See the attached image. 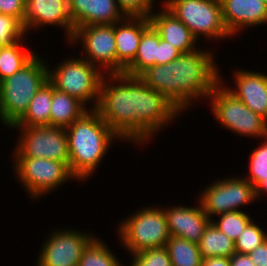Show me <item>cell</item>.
Here are the masks:
<instances>
[{"label":"cell","mask_w":267,"mask_h":266,"mask_svg":"<svg viewBox=\"0 0 267 266\" xmlns=\"http://www.w3.org/2000/svg\"><path fill=\"white\" fill-rule=\"evenodd\" d=\"M179 113L160 92L150 88L138 76L136 145L146 143L153 134L178 117Z\"/></svg>","instance_id":"8fae6325"},{"label":"cell","mask_w":267,"mask_h":266,"mask_svg":"<svg viewBox=\"0 0 267 266\" xmlns=\"http://www.w3.org/2000/svg\"><path fill=\"white\" fill-rule=\"evenodd\" d=\"M86 111V106L77 98L58 91L52 85L50 126L66 128Z\"/></svg>","instance_id":"7402d4cb"},{"label":"cell","mask_w":267,"mask_h":266,"mask_svg":"<svg viewBox=\"0 0 267 266\" xmlns=\"http://www.w3.org/2000/svg\"><path fill=\"white\" fill-rule=\"evenodd\" d=\"M51 234L42 243L37 266H78L83 250L95 238L91 233L65 228Z\"/></svg>","instance_id":"5bb4252c"},{"label":"cell","mask_w":267,"mask_h":266,"mask_svg":"<svg viewBox=\"0 0 267 266\" xmlns=\"http://www.w3.org/2000/svg\"><path fill=\"white\" fill-rule=\"evenodd\" d=\"M12 163L18 178L31 198H40L46 193L76 179L65 162L47 158L14 157ZM50 191V192H49Z\"/></svg>","instance_id":"9c48e42d"},{"label":"cell","mask_w":267,"mask_h":266,"mask_svg":"<svg viewBox=\"0 0 267 266\" xmlns=\"http://www.w3.org/2000/svg\"><path fill=\"white\" fill-rule=\"evenodd\" d=\"M162 6V11L152 13L149 16L150 23L159 33L160 38L171 43L181 53L197 50L196 37L173 13L164 5Z\"/></svg>","instance_id":"44dd1931"},{"label":"cell","mask_w":267,"mask_h":266,"mask_svg":"<svg viewBox=\"0 0 267 266\" xmlns=\"http://www.w3.org/2000/svg\"><path fill=\"white\" fill-rule=\"evenodd\" d=\"M19 129L20 138L14 149L15 157L47 158L69 166V147L66 129L50 125L10 127Z\"/></svg>","instance_id":"30bf717a"},{"label":"cell","mask_w":267,"mask_h":266,"mask_svg":"<svg viewBox=\"0 0 267 266\" xmlns=\"http://www.w3.org/2000/svg\"><path fill=\"white\" fill-rule=\"evenodd\" d=\"M210 52L198 48L182 53L172 62L149 67L139 77L160 92L181 114L196 98L208 99L222 79L216 57Z\"/></svg>","instance_id":"6da1fadb"},{"label":"cell","mask_w":267,"mask_h":266,"mask_svg":"<svg viewBox=\"0 0 267 266\" xmlns=\"http://www.w3.org/2000/svg\"><path fill=\"white\" fill-rule=\"evenodd\" d=\"M155 0H116L118 7L126 16H146L154 13Z\"/></svg>","instance_id":"836d02e7"},{"label":"cell","mask_w":267,"mask_h":266,"mask_svg":"<svg viewBox=\"0 0 267 266\" xmlns=\"http://www.w3.org/2000/svg\"><path fill=\"white\" fill-rule=\"evenodd\" d=\"M218 216L219 220L211 219V222L234 242L252 221V218L241 210L226 212Z\"/></svg>","instance_id":"f1b7e54d"},{"label":"cell","mask_w":267,"mask_h":266,"mask_svg":"<svg viewBox=\"0 0 267 266\" xmlns=\"http://www.w3.org/2000/svg\"><path fill=\"white\" fill-rule=\"evenodd\" d=\"M222 84L220 80L208 97L216 121L240 136L264 139L267 135V120L253 112Z\"/></svg>","instance_id":"52a82bcc"},{"label":"cell","mask_w":267,"mask_h":266,"mask_svg":"<svg viewBox=\"0 0 267 266\" xmlns=\"http://www.w3.org/2000/svg\"><path fill=\"white\" fill-rule=\"evenodd\" d=\"M26 31L23 24L16 18L0 14V48L10 47L16 42L25 39Z\"/></svg>","instance_id":"1f68e13d"},{"label":"cell","mask_w":267,"mask_h":266,"mask_svg":"<svg viewBox=\"0 0 267 266\" xmlns=\"http://www.w3.org/2000/svg\"><path fill=\"white\" fill-rule=\"evenodd\" d=\"M23 40L10 47L0 48V82L19 71L37 54L29 48L25 50Z\"/></svg>","instance_id":"484cf974"},{"label":"cell","mask_w":267,"mask_h":266,"mask_svg":"<svg viewBox=\"0 0 267 266\" xmlns=\"http://www.w3.org/2000/svg\"><path fill=\"white\" fill-rule=\"evenodd\" d=\"M119 223L118 238L130 254L166 247L170 234L162 207H144Z\"/></svg>","instance_id":"8992f818"},{"label":"cell","mask_w":267,"mask_h":266,"mask_svg":"<svg viewBox=\"0 0 267 266\" xmlns=\"http://www.w3.org/2000/svg\"><path fill=\"white\" fill-rule=\"evenodd\" d=\"M150 25V19L146 16H126L115 23L117 74L124 73L125 68L134 60L142 33Z\"/></svg>","instance_id":"d6986e66"},{"label":"cell","mask_w":267,"mask_h":266,"mask_svg":"<svg viewBox=\"0 0 267 266\" xmlns=\"http://www.w3.org/2000/svg\"><path fill=\"white\" fill-rule=\"evenodd\" d=\"M199 204V205H198ZM197 206H173L164 207L167 220V228L170 236L182 237L190 242L198 244L205 227L211 221L204 212L200 202Z\"/></svg>","instance_id":"e0dca14e"},{"label":"cell","mask_w":267,"mask_h":266,"mask_svg":"<svg viewBox=\"0 0 267 266\" xmlns=\"http://www.w3.org/2000/svg\"><path fill=\"white\" fill-rule=\"evenodd\" d=\"M202 259L212 257H231L235 253L232 239L221 232L211 221L205 227L198 243Z\"/></svg>","instance_id":"d4e9b609"},{"label":"cell","mask_w":267,"mask_h":266,"mask_svg":"<svg viewBox=\"0 0 267 266\" xmlns=\"http://www.w3.org/2000/svg\"><path fill=\"white\" fill-rule=\"evenodd\" d=\"M66 127L69 147V169L73 176L86 181L107 155L113 140L120 139L95 109H88ZM86 179V180H85Z\"/></svg>","instance_id":"7a4b0ae2"},{"label":"cell","mask_w":267,"mask_h":266,"mask_svg":"<svg viewBox=\"0 0 267 266\" xmlns=\"http://www.w3.org/2000/svg\"><path fill=\"white\" fill-rule=\"evenodd\" d=\"M250 155V172L244 178L255 188L267 177V137L259 148L252 149Z\"/></svg>","instance_id":"4dcf8cb0"},{"label":"cell","mask_w":267,"mask_h":266,"mask_svg":"<svg viewBox=\"0 0 267 266\" xmlns=\"http://www.w3.org/2000/svg\"><path fill=\"white\" fill-rule=\"evenodd\" d=\"M255 194L256 198H258L257 200H259V198H262L261 195L263 194H265L267 197V177L255 188Z\"/></svg>","instance_id":"ab89813d"},{"label":"cell","mask_w":267,"mask_h":266,"mask_svg":"<svg viewBox=\"0 0 267 266\" xmlns=\"http://www.w3.org/2000/svg\"><path fill=\"white\" fill-rule=\"evenodd\" d=\"M56 68L48 67V81L55 89L77 98L85 106L94 104L89 109H95L99 100L100 85L104 74L98 67L82 57L63 60Z\"/></svg>","instance_id":"5b68a950"},{"label":"cell","mask_w":267,"mask_h":266,"mask_svg":"<svg viewBox=\"0 0 267 266\" xmlns=\"http://www.w3.org/2000/svg\"><path fill=\"white\" fill-rule=\"evenodd\" d=\"M231 266H255L254 262L250 259L249 254L234 253L229 257Z\"/></svg>","instance_id":"74e56055"},{"label":"cell","mask_w":267,"mask_h":266,"mask_svg":"<svg viewBox=\"0 0 267 266\" xmlns=\"http://www.w3.org/2000/svg\"><path fill=\"white\" fill-rule=\"evenodd\" d=\"M47 82L48 64L38 54L0 82V116L4 126L10 128L25 114L32 98Z\"/></svg>","instance_id":"277c9868"},{"label":"cell","mask_w":267,"mask_h":266,"mask_svg":"<svg viewBox=\"0 0 267 266\" xmlns=\"http://www.w3.org/2000/svg\"><path fill=\"white\" fill-rule=\"evenodd\" d=\"M26 33L32 28L56 25L65 29L68 42L74 34V26L69 14L68 0H26L24 12Z\"/></svg>","instance_id":"9a60e30c"},{"label":"cell","mask_w":267,"mask_h":266,"mask_svg":"<svg viewBox=\"0 0 267 266\" xmlns=\"http://www.w3.org/2000/svg\"><path fill=\"white\" fill-rule=\"evenodd\" d=\"M162 4L199 40L230 37L222 18L220 0H165Z\"/></svg>","instance_id":"ba28073f"},{"label":"cell","mask_w":267,"mask_h":266,"mask_svg":"<svg viewBox=\"0 0 267 266\" xmlns=\"http://www.w3.org/2000/svg\"><path fill=\"white\" fill-rule=\"evenodd\" d=\"M249 256L255 266H267V240L250 252Z\"/></svg>","instance_id":"8d00e7d4"},{"label":"cell","mask_w":267,"mask_h":266,"mask_svg":"<svg viewBox=\"0 0 267 266\" xmlns=\"http://www.w3.org/2000/svg\"><path fill=\"white\" fill-rule=\"evenodd\" d=\"M252 220L240 234L235 244V252L249 254L267 240V232Z\"/></svg>","instance_id":"f546056e"},{"label":"cell","mask_w":267,"mask_h":266,"mask_svg":"<svg viewBox=\"0 0 267 266\" xmlns=\"http://www.w3.org/2000/svg\"><path fill=\"white\" fill-rule=\"evenodd\" d=\"M118 259L104 241L95 237L83 250L78 266H121Z\"/></svg>","instance_id":"83f0119b"},{"label":"cell","mask_w":267,"mask_h":266,"mask_svg":"<svg viewBox=\"0 0 267 266\" xmlns=\"http://www.w3.org/2000/svg\"><path fill=\"white\" fill-rule=\"evenodd\" d=\"M222 18L229 34L267 23V4L260 0H220Z\"/></svg>","instance_id":"ac0fdd59"},{"label":"cell","mask_w":267,"mask_h":266,"mask_svg":"<svg viewBox=\"0 0 267 266\" xmlns=\"http://www.w3.org/2000/svg\"><path fill=\"white\" fill-rule=\"evenodd\" d=\"M166 248L172 266H201L202 257L198 244L182 237L170 236Z\"/></svg>","instance_id":"4316f807"},{"label":"cell","mask_w":267,"mask_h":266,"mask_svg":"<svg viewBox=\"0 0 267 266\" xmlns=\"http://www.w3.org/2000/svg\"><path fill=\"white\" fill-rule=\"evenodd\" d=\"M77 41L78 43L82 42L81 47L84 48L86 55L82 57L83 59L95 67L102 68L101 71L104 75L117 74L115 24L77 27L69 43L75 44Z\"/></svg>","instance_id":"4fadbf2b"},{"label":"cell","mask_w":267,"mask_h":266,"mask_svg":"<svg viewBox=\"0 0 267 266\" xmlns=\"http://www.w3.org/2000/svg\"><path fill=\"white\" fill-rule=\"evenodd\" d=\"M52 84L45 83L32 98L25 114L11 127L50 125Z\"/></svg>","instance_id":"603a6c76"},{"label":"cell","mask_w":267,"mask_h":266,"mask_svg":"<svg viewBox=\"0 0 267 266\" xmlns=\"http://www.w3.org/2000/svg\"><path fill=\"white\" fill-rule=\"evenodd\" d=\"M138 76L107 74L103 76L95 110L120 138L136 144Z\"/></svg>","instance_id":"3957f363"},{"label":"cell","mask_w":267,"mask_h":266,"mask_svg":"<svg viewBox=\"0 0 267 266\" xmlns=\"http://www.w3.org/2000/svg\"><path fill=\"white\" fill-rule=\"evenodd\" d=\"M233 74L237 87L234 90L225 87L253 112L267 120V75L243 69Z\"/></svg>","instance_id":"ffe728a7"},{"label":"cell","mask_w":267,"mask_h":266,"mask_svg":"<svg viewBox=\"0 0 267 266\" xmlns=\"http://www.w3.org/2000/svg\"><path fill=\"white\" fill-rule=\"evenodd\" d=\"M26 0H0V14H5L24 23Z\"/></svg>","instance_id":"e575fe53"},{"label":"cell","mask_w":267,"mask_h":266,"mask_svg":"<svg viewBox=\"0 0 267 266\" xmlns=\"http://www.w3.org/2000/svg\"><path fill=\"white\" fill-rule=\"evenodd\" d=\"M201 266H231L227 257H212L202 259Z\"/></svg>","instance_id":"f35d334b"},{"label":"cell","mask_w":267,"mask_h":266,"mask_svg":"<svg viewBox=\"0 0 267 266\" xmlns=\"http://www.w3.org/2000/svg\"><path fill=\"white\" fill-rule=\"evenodd\" d=\"M131 255L134 260L130 266H172L166 247L146 249Z\"/></svg>","instance_id":"d6a6232c"},{"label":"cell","mask_w":267,"mask_h":266,"mask_svg":"<svg viewBox=\"0 0 267 266\" xmlns=\"http://www.w3.org/2000/svg\"><path fill=\"white\" fill-rule=\"evenodd\" d=\"M159 33L150 25L143 33L134 60L125 68L124 74L140 76L158 59Z\"/></svg>","instance_id":"cb8c5ba5"},{"label":"cell","mask_w":267,"mask_h":266,"mask_svg":"<svg viewBox=\"0 0 267 266\" xmlns=\"http://www.w3.org/2000/svg\"><path fill=\"white\" fill-rule=\"evenodd\" d=\"M256 199L255 187L241 176L213 182L202 191L199 202L211 220L215 215L240 211V207Z\"/></svg>","instance_id":"7c38bea8"},{"label":"cell","mask_w":267,"mask_h":266,"mask_svg":"<svg viewBox=\"0 0 267 266\" xmlns=\"http://www.w3.org/2000/svg\"><path fill=\"white\" fill-rule=\"evenodd\" d=\"M182 53L171 43L164 41L159 35L158 59L156 65H163L177 59Z\"/></svg>","instance_id":"d590c367"},{"label":"cell","mask_w":267,"mask_h":266,"mask_svg":"<svg viewBox=\"0 0 267 266\" xmlns=\"http://www.w3.org/2000/svg\"><path fill=\"white\" fill-rule=\"evenodd\" d=\"M260 1H262V2H264V3H266V4H267V0H260Z\"/></svg>","instance_id":"60d3db41"},{"label":"cell","mask_w":267,"mask_h":266,"mask_svg":"<svg viewBox=\"0 0 267 266\" xmlns=\"http://www.w3.org/2000/svg\"><path fill=\"white\" fill-rule=\"evenodd\" d=\"M68 9L74 29L115 24L126 17L116 0H68Z\"/></svg>","instance_id":"2e32d148"}]
</instances>
